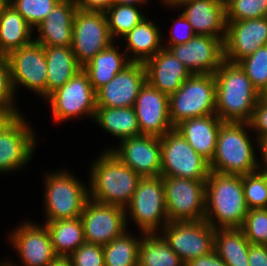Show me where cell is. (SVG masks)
<instances>
[{
  "label": "cell",
  "mask_w": 267,
  "mask_h": 266,
  "mask_svg": "<svg viewBox=\"0 0 267 266\" xmlns=\"http://www.w3.org/2000/svg\"><path fill=\"white\" fill-rule=\"evenodd\" d=\"M138 266H185V264L159 233H153L141 237Z\"/></svg>",
  "instance_id": "d6a6232c"
},
{
  "label": "cell",
  "mask_w": 267,
  "mask_h": 266,
  "mask_svg": "<svg viewBox=\"0 0 267 266\" xmlns=\"http://www.w3.org/2000/svg\"><path fill=\"white\" fill-rule=\"evenodd\" d=\"M146 82L144 63L131 62L109 83L96 91L97 107H132Z\"/></svg>",
  "instance_id": "44dd1931"
},
{
  "label": "cell",
  "mask_w": 267,
  "mask_h": 266,
  "mask_svg": "<svg viewBox=\"0 0 267 266\" xmlns=\"http://www.w3.org/2000/svg\"><path fill=\"white\" fill-rule=\"evenodd\" d=\"M60 0H10V4L34 30Z\"/></svg>",
  "instance_id": "f35d334b"
},
{
  "label": "cell",
  "mask_w": 267,
  "mask_h": 266,
  "mask_svg": "<svg viewBox=\"0 0 267 266\" xmlns=\"http://www.w3.org/2000/svg\"><path fill=\"white\" fill-rule=\"evenodd\" d=\"M249 266H267V245L250 244Z\"/></svg>",
  "instance_id": "f6af8a7d"
},
{
  "label": "cell",
  "mask_w": 267,
  "mask_h": 266,
  "mask_svg": "<svg viewBox=\"0 0 267 266\" xmlns=\"http://www.w3.org/2000/svg\"><path fill=\"white\" fill-rule=\"evenodd\" d=\"M169 118L173 127L186 119L216 114L214 74H191L169 95Z\"/></svg>",
  "instance_id": "52a82bcc"
},
{
  "label": "cell",
  "mask_w": 267,
  "mask_h": 266,
  "mask_svg": "<svg viewBox=\"0 0 267 266\" xmlns=\"http://www.w3.org/2000/svg\"><path fill=\"white\" fill-rule=\"evenodd\" d=\"M89 198L125 209L142 178L110 150H102L88 170Z\"/></svg>",
  "instance_id": "7a4b0ae2"
},
{
  "label": "cell",
  "mask_w": 267,
  "mask_h": 266,
  "mask_svg": "<svg viewBox=\"0 0 267 266\" xmlns=\"http://www.w3.org/2000/svg\"><path fill=\"white\" fill-rule=\"evenodd\" d=\"M250 244L267 245V209H251L241 227Z\"/></svg>",
  "instance_id": "ab89813d"
},
{
  "label": "cell",
  "mask_w": 267,
  "mask_h": 266,
  "mask_svg": "<svg viewBox=\"0 0 267 266\" xmlns=\"http://www.w3.org/2000/svg\"><path fill=\"white\" fill-rule=\"evenodd\" d=\"M48 266H73L69 257L57 256Z\"/></svg>",
  "instance_id": "816d5d0a"
},
{
  "label": "cell",
  "mask_w": 267,
  "mask_h": 266,
  "mask_svg": "<svg viewBox=\"0 0 267 266\" xmlns=\"http://www.w3.org/2000/svg\"><path fill=\"white\" fill-rule=\"evenodd\" d=\"M159 1L164 6H167V9H169L168 7H175L179 2L183 0H159Z\"/></svg>",
  "instance_id": "f5cc1de1"
},
{
  "label": "cell",
  "mask_w": 267,
  "mask_h": 266,
  "mask_svg": "<svg viewBox=\"0 0 267 266\" xmlns=\"http://www.w3.org/2000/svg\"><path fill=\"white\" fill-rule=\"evenodd\" d=\"M242 184L248 210L267 209V175L261 169L242 175Z\"/></svg>",
  "instance_id": "8d00e7d4"
},
{
  "label": "cell",
  "mask_w": 267,
  "mask_h": 266,
  "mask_svg": "<svg viewBox=\"0 0 267 266\" xmlns=\"http://www.w3.org/2000/svg\"><path fill=\"white\" fill-rule=\"evenodd\" d=\"M191 74H214L224 61L221 38L195 35L190 41L167 48Z\"/></svg>",
  "instance_id": "ac0fdd59"
},
{
  "label": "cell",
  "mask_w": 267,
  "mask_h": 266,
  "mask_svg": "<svg viewBox=\"0 0 267 266\" xmlns=\"http://www.w3.org/2000/svg\"><path fill=\"white\" fill-rule=\"evenodd\" d=\"M127 225L133 221L139 233H159L169 222L165 203V187L161 176L142 177L125 207ZM131 221H130V220Z\"/></svg>",
  "instance_id": "8992f818"
},
{
  "label": "cell",
  "mask_w": 267,
  "mask_h": 266,
  "mask_svg": "<svg viewBox=\"0 0 267 266\" xmlns=\"http://www.w3.org/2000/svg\"><path fill=\"white\" fill-rule=\"evenodd\" d=\"M34 30L14 7L9 6L0 15V56L30 44Z\"/></svg>",
  "instance_id": "f546056e"
},
{
  "label": "cell",
  "mask_w": 267,
  "mask_h": 266,
  "mask_svg": "<svg viewBox=\"0 0 267 266\" xmlns=\"http://www.w3.org/2000/svg\"><path fill=\"white\" fill-rule=\"evenodd\" d=\"M248 123L256 139L260 142L267 139V97H259Z\"/></svg>",
  "instance_id": "ee69618b"
},
{
  "label": "cell",
  "mask_w": 267,
  "mask_h": 266,
  "mask_svg": "<svg viewBox=\"0 0 267 266\" xmlns=\"http://www.w3.org/2000/svg\"><path fill=\"white\" fill-rule=\"evenodd\" d=\"M132 233L127 230L103 246L105 266H138L139 245L144 233L138 236Z\"/></svg>",
  "instance_id": "836d02e7"
},
{
  "label": "cell",
  "mask_w": 267,
  "mask_h": 266,
  "mask_svg": "<svg viewBox=\"0 0 267 266\" xmlns=\"http://www.w3.org/2000/svg\"><path fill=\"white\" fill-rule=\"evenodd\" d=\"M44 101L50 106L52 120L57 124L81 117L94 120L97 108L96 91L92 88L89 77L83 69Z\"/></svg>",
  "instance_id": "ba28073f"
},
{
  "label": "cell",
  "mask_w": 267,
  "mask_h": 266,
  "mask_svg": "<svg viewBox=\"0 0 267 266\" xmlns=\"http://www.w3.org/2000/svg\"><path fill=\"white\" fill-rule=\"evenodd\" d=\"M113 1L116 4L142 6V8H144V6L147 7V4H150V0H113Z\"/></svg>",
  "instance_id": "f907efd6"
},
{
  "label": "cell",
  "mask_w": 267,
  "mask_h": 266,
  "mask_svg": "<svg viewBox=\"0 0 267 266\" xmlns=\"http://www.w3.org/2000/svg\"><path fill=\"white\" fill-rule=\"evenodd\" d=\"M80 219L87 243L105 246L129 230L125 209L88 199Z\"/></svg>",
  "instance_id": "2e32d148"
},
{
  "label": "cell",
  "mask_w": 267,
  "mask_h": 266,
  "mask_svg": "<svg viewBox=\"0 0 267 266\" xmlns=\"http://www.w3.org/2000/svg\"><path fill=\"white\" fill-rule=\"evenodd\" d=\"M72 33L71 48L82 68L114 42L109 32L106 14L102 11L77 8Z\"/></svg>",
  "instance_id": "5bb4252c"
},
{
  "label": "cell",
  "mask_w": 267,
  "mask_h": 266,
  "mask_svg": "<svg viewBox=\"0 0 267 266\" xmlns=\"http://www.w3.org/2000/svg\"><path fill=\"white\" fill-rule=\"evenodd\" d=\"M169 96L147 81L140 88L134 104L141 135L162 137L174 129L169 118Z\"/></svg>",
  "instance_id": "ffe728a7"
},
{
  "label": "cell",
  "mask_w": 267,
  "mask_h": 266,
  "mask_svg": "<svg viewBox=\"0 0 267 266\" xmlns=\"http://www.w3.org/2000/svg\"><path fill=\"white\" fill-rule=\"evenodd\" d=\"M216 115L222 122H245L261 96L238 63L224 60L214 73Z\"/></svg>",
  "instance_id": "3957f363"
},
{
  "label": "cell",
  "mask_w": 267,
  "mask_h": 266,
  "mask_svg": "<svg viewBox=\"0 0 267 266\" xmlns=\"http://www.w3.org/2000/svg\"><path fill=\"white\" fill-rule=\"evenodd\" d=\"M215 228L206 220L168 222L159 234L184 264L214 250Z\"/></svg>",
  "instance_id": "7c38bea8"
},
{
  "label": "cell",
  "mask_w": 267,
  "mask_h": 266,
  "mask_svg": "<svg viewBox=\"0 0 267 266\" xmlns=\"http://www.w3.org/2000/svg\"><path fill=\"white\" fill-rule=\"evenodd\" d=\"M251 134L249 123L223 122L213 159L209 162L210 171L241 176L259 171L257 154L259 150L260 155L261 142Z\"/></svg>",
  "instance_id": "6da1fadb"
},
{
  "label": "cell",
  "mask_w": 267,
  "mask_h": 266,
  "mask_svg": "<svg viewBox=\"0 0 267 266\" xmlns=\"http://www.w3.org/2000/svg\"><path fill=\"white\" fill-rule=\"evenodd\" d=\"M185 266H228L213 250L211 253L193 259L185 264Z\"/></svg>",
  "instance_id": "7dc6e473"
},
{
  "label": "cell",
  "mask_w": 267,
  "mask_h": 266,
  "mask_svg": "<svg viewBox=\"0 0 267 266\" xmlns=\"http://www.w3.org/2000/svg\"><path fill=\"white\" fill-rule=\"evenodd\" d=\"M141 6L113 3L105 12L111 37L117 42L147 17Z\"/></svg>",
  "instance_id": "e575fe53"
},
{
  "label": "cell",
  "mask_w": 267,
  "mask_h": 266,
  "mask_svg": "<svg viewBox=\"0 0 267 266\" xmlns=\"http://www.w3.org/2000/svg\"><path fill=\"white\" fill-rule=\"evenodd\" d=\"M169 222L200 221L205 216L206 180L161 176Z\"/></svg>",
  "instance_id": "8fae6325"
},
{
  "label": "cell",
  "mask_w": 267,
  "mask_h": 266,
  "mask_svg": "<svg viewBox=\"0 0 267 266\" xmlns=\"http://www.w3.org/2000/svg\"><path fill=\"white\" fill-rule=\"evenodd\" d=\"M93 123L117 138V142L141 135L134 106L97 107Z\"/></svg>",
  "instance_id": "f1b7e54d"
},
{
  "label": "cell",
  "mask_w": 267,
  "mask_h": 266,
  "mask_svg": "<svg viewBox=\"0 0 267 266\" xmlns=\"http://www.w3.org/2000/svg\"><path fill=\"white\" fill-rule=\"evenodd\" d=\"M57 256L69 257L86 242L80 217L56 221H44Z\"/></svg>",
  "instance_id": "1f68e13d"
},
{
  "label": "cell",
  "mask_w": 267,
  "mask_h": 266,
  "mask_svg": "<svg viewBox=\"0 0 267 266\" xmlns=\"http://www.w3.org/2000/svg\"><path fill=\"white\" fill-rule=\"evenodd\" d=\"M247 213L242 176L210 171L206 180L204 220L215 229L241 228Z\"/></svg>",
  "instance_id": "277c9868"
},
{
  "label": "cell",
  "mask_w": 267,
  "mask_h": 266,
  "mask_svg": "<svg viewBox=\"0 0 267 266\" xmlns=\"http://www.w3.org/2000/svg\"><path fill=\"white\" fill-rule=\"evenodd\" d=\"M76 10L74 0H60L34 29V35L37 33L34 36V41L42 46L71 47Z\"/></svg>",
  "instance_id": "603a6c76"
},
{
  "label": "cell",
  "mask_w": 267,
  "mask_h": 266,
  "mask_svg": "<svg viewBox=\"0 0 267 266\" xmlns=\"http://www.w3.org/2000/svg\"><path fill=\"white\" fill-rule=\"evenodd\" d=\"M226 22L224 60L238 63L267 45V17Z\"/></svg>",
  "instance_id": "d6986e66"
},
{
  "label": "cell",
  "mask_w": 267,
  "mask_h": 266,
  "mask_svg": "<svg viewBox=\"0 0 267 266\" xmlns=\"http://www.w3.org/2000/svg\"><path fill=\"white\" fill-rule=\"evenodd\" d=\"M117 144L119 145L116 147H104V150H110L123 164L141 177L161 176L160 137L139 135L124 139Z\"/></svg>",
  "instance_id": "e0dca14e"
},
{
  "label": "cell",
  "mask_w": 267,
  "mask_h": 266,
  "mask_svg": "<svg viewBox=\"0 0 267 266\" xmlns=\"http://www.w3.org/2000/svg\"><path fill=\"white\" fill-rule=\"evenodd\" d=\"M250 243L241 228L215 230L214 251L228 266H249Z\"/></svg>",
  "instance_id": "4dcf8cb0"
},
{
  "label": "cell",
  "mask_w": 267,
  "mask_h": 266,
  "mask_svg": "<svg viewBox=\"0 0 267 266\" xmlns=\"http://www.w3.org/2000/svg\"><path fill=\"white\" fill-rule=\"evenodd\" d=\"M226 21L267 17V0H224Z\"/></svg>",
  "instance_id": "74e56055"
},
{
  "label": "cell",
  "mask_w": 267,
  "mask_h": 266,
  "mask_svg": "<svg viewBox=\"0 0 267 266\" xmlns=\"http://www.w3.org/2000/svg\"><path fill=\"white\" fill-rule=\"evenodd\" d=\"M43 177V221L80 217L89 199V183L76 177L67 168L61 167L44 173Z\"/></svg>",
  "instance_id": "5b68a950"
},
{
  "label": "cell",
  "mask_w": 267,
  "mask_h": 266,
  "mask_svg": "<svg viewBox=\"0 0 267 266\" xmlns=\"http://www.w3.org/2000/svg\"><path fill=\"white\" fill-rule=\"evenodd\" d=\"M69 258L73 266H105L103 246L85 242Z\"/></svg>",
  "instance_id": "b9f144b4"
},
{
  "label": "cell",
  "mask_w": 267,
  "mask_h": 266,
  "mask_svg": "<svg viewBox=\"0 0 267 266\" xmlns=\"http://www.w3.org/2000/svg\"><path fill=\"white\" fill-rule=\"evenodd\" d=\"M160 28L156 21L147 17L121 38L130 62L145 63L163 48L162 41L167 38Z\"/></svg>",
  "instance_id": "484cf974"
},
{
  "label": "cell",
  "mask_w": 267,
  "mask_h": 266,
  "mask_svg": "<svg viewBox=\"0 0 267 266\" xmlns=\"http://www.w3.org/2000/svg\"><path fill=\"white\" fill-rule=\"evenodd\" d=\"M144 65L146 81L168 96L175 93L191 75L190 71L165 48L147 60Z\"/></svg>",
  "instance_id": "cb8c5ba5"
},
{
  "label": "cell",
  "mask_w": 267,
  "mask_h": 266,
  "mask_svg": "<svg viewBox=\"0 0 267 266\" xmlns=\"http://www.w3.org/2000/svg\"><path fill=\"white\" fill-rule=\"evenodd\" d=\"M0 266H6L2 261L0 262Z\"/></svg>",
  "instance_id": "9f6ffc18"
},
{
  "label": "cell",
  "mask_w": 267,
  "mask_h": 266,
  "mask_svg": "<svg viewBox=\"0 0 267 266\" xmlns=\"http://www.w3.org/2000/svg\"><path fill=\"white\" fill-rule=\"evenodd\" d=\"M262 95L267 97V90Z\"/></svg>",
  "instance_id": "11a10c76"
},
{
  "label": "cell",
  "mask_w": 267,
  "mask_h": 266,
  "mask_svg": "<svg viewBox=\"0 0 267 266\" xmlns=\"http://www.w3.org/2000/svg\"><path fill=\"white\" fill-rule=\"evenodd\" d=\"M169 8L182 10L196 35H209L224 41L227 27L224 0H183Z\"/></svg>",
  "instance_id": "7402d4cb"
},
{
  "label": "cell",
  "mask_w": 267,
  "mask_h": 266,
  "mask_svg": "<svg viewBox=\"0 0 267 266\" xmlns=\"http://www.w3.org/2000/svg\"><path fill=\"white\" fill-rule=\"evenodd\" d=\"M238 64L262 95L267 90V45L259 47L252 55L241 59Z\"/></svg>",
  "instance_id": "d590c367"
},
{
  "label": "cell",
  "mask_w": 267,
  "mask_h": 266,
  "mask_svg": "<svg viewBox=\"0 0 267 266\" xmlns=\"http://www.w3.org/2000/svg\"><path fill=\"white\" fill-rule=\"evenodd\" d=\"M16 115L6 107L0 106V131L8 125Z\"/></svg>",
  "instance_id": "c3c4849f"
},
{
  "label": "cell",
  "mask_w": 267,
  "mask_h": 266,
  "mask_svg": "<svg viewBox=\"0 0 267 266\" xmlns=\"http://www.w3.org/2000/svg\"><path fill=\"white\" fill-rule=\"evenodd\" d=\"M114 41L107 48L99 52L82 69L87 73L92 88L97 91L102 86L109 83L119 72H121L131 62L126 56V52L121 49L123 41L116 45ZM120 47V48H119Z\"/></svg>",
  "instance_id": "4316f807"
},
{
  "label": "cell",
  "mask_w": 267,
  "mask_h": 266,
  "mask_svg": "<svg viewBox=\"0 0 267 266\" xmlns=\"http://www.w3.org/2000/svg\"><path fill=\"white\" fill-rule=\"evenodd\" d=\"M260 169L267 174V139L261 141L260 147Z\"/></svg>",
  "instance_id": "681fc988"
},
{
  "label": "cell",
  "mask_w": 267,
  "mask_h": 266,
  "mask_svg": "<svg viewBox=\"0 0 267 266\" xmlns=\"http://www.w3.org/2000/svg\"><path fill=\"white\" fill-rule=\"evenodd\" d=\"M172 27L169 29V36L166 42H162L163 48L167 49L169 46L180 45L190 41L196 34L192 25L187 21L185 16L180 13L176 19H172Z\"/></svg>",
  "instance_id": "7bdbcfd3"
},
{
  "label": "cell",
  "mask_w": 267,
  "mask_h": 266,
  "mask_svg": "<svg viewBox=\"0 0 267 266\" xmlns=\"http://www.w3.org/2000/svg\"><path fill=\"white\" fill-rule=\"evenodd\" d=\"M223 122L216 114L183 120L174 127L205 160L213 159L218 132Z\"/></svg>",
  "instance_id": "d4e9b609"
},
{
  "label": "cell",
  "mask_w": 267,
  "mask_h": 266,
  "mask_svg": "<svg viewBox=\"0 0 267 266\" xmlns=\"http://www.w3.org/2000/svg\"><path fill=\"white\" fill-rule=\"evenodd\" d=\"M161 176L207 180L209 162L175 129L160 137Z\"/></svg>",
  "instance_id": "30bf717a"
},
{
  "label": "cell",
  "mask_w": 267,
  "mask_h": 266,
  "mask_svg": "<svg viewBox=\"0 0 267 266\" xmlns=\"http://www.w3.org/2000/svg\"><path fill=\"white\" fill-rule=\"evenodd\" d=\"M6 57L16 96L17 90L23 87L45 100L48 74L43 46L33 40L30 44L11 51Z\"/></svg>",
  "instance_id": "9a60e30c"
},
{
  "label": "cell",
  "mask_w": 267,
  "mask_h": 266,
  "mask_svg": "<svg viewBox=\"0 0 267 266\" xmlns=\"http://www.w3.org/2000/svg\"><path fill=\"white\" fill-rule=\"evenodd\" d=\"M31 220L21 221L8 232L7 243L12 245L20 265L13 259H2L6 266H48L57 257L45 224Z\"/></svg>",
  "instance_id": "9c48e42d"
},
{
  "label": "cell",
  "mask_w": 267,
  "mask_h": 266,
  "mask_svg": "<svg viewBox=\"0 0 267 266\" xmlns=\"http://www.w3.org/2000/svg\"><path fill=\"white\" fill-rule=\"evenodd\" d=\"M10 0H0V15L9 6Z\"/></svg>",
  "instance_id": "db71d44e"
},
{
  "label": "cell",
  "mask_w": 267,
  "mask_h": 266,
  "mask_svg": "<svg viewBox=\"0 0 267 266\" xmlns=\"http://www.w3.org/2000/svg\"><path fill=\"white\" fill-rule=\"evenodd\" d=\"M15 94L10 65L6 56H0V106L10 109L16 116L23 114L19 105H15L18 100Z\"/></svg>",
  "instance_id": "60d3db41"
},
{
  "label": "cell",
  "mask_w": 267,
  "mask_h": 266,
  "mask_svg": "<svg viewBox=\"0 0 267 266\" xmlns=\"http://www.w3.org/2000/svg\"><path fill=\"white\" fill-rule=\"evenodd\" d=\"M47 61L46 98L69 81L82 67L71 47L43 46Z\"/></svg>",
  "instance_id": "83f0119b"
},
{
  "label": "cell",
  "mask_w": 267,
  "mask_h": 266,
  "mask_svg": "<svg viewBox=\"0 0 267 266\" xmlns=\"http://www.w3.org/2000/svg\"><path fill=\"white\" fill-rule=\"evenodd\" d=\"M76 7L87 11L106 12L114 3L113 0H74Z\"/></svg>",
  "instance_id": "bcb514c9"
},
{
  "label": "cell",
  "mask_w": 267,
  "mask_h": 266,
  "mask_svg": "<svg viewBox=\"0 0 267 266\" xmlns=\"http://www.w3.org/2000/svg\"><path fill=\"white\" fill-rule=\"evenodd\" d=\"M23 114L16 116L0 131V174H11L31 164L37 135Z\"/></svg>",
  "instance_id": "4fadbf2b"
}]
</instances>
